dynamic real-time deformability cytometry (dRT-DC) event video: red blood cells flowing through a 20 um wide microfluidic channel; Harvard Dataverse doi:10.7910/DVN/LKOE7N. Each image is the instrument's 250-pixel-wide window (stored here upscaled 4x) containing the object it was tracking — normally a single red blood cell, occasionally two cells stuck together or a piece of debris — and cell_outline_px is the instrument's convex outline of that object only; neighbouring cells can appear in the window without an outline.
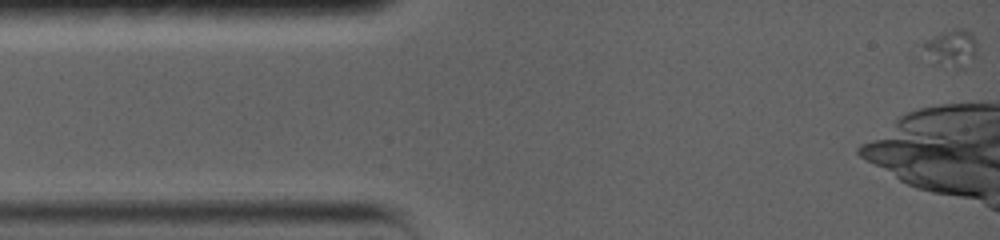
{"species": "common noctule bat (a hibernating species)", "species_latin": "Nyctalus noctula", "temperature_condition": "warm", "stored_images_in_passage": 8, "camera_frame_rate_fps": 5000, "um_per_image_px": 0.085, "animal": {"sex": "female", "body_mass_g": 19.0, "forearm_length_mm": 56.7}, "frame": {"image": 1, "passage_image": 1, "time_ms": 0.0, "image_size_px": [1000, 240], "cell_outline_px": [[976, 52], [964, 68], [956, 68], [936, 64], [916, 56], [916, 44], [940, 32], [952, 28], [964, 28], [972, 32], [976, 40]], "centroid_in_image_um": [80.64, 4.08], "position_along_channel_um": 4.4, "area_um2": 12.95}}